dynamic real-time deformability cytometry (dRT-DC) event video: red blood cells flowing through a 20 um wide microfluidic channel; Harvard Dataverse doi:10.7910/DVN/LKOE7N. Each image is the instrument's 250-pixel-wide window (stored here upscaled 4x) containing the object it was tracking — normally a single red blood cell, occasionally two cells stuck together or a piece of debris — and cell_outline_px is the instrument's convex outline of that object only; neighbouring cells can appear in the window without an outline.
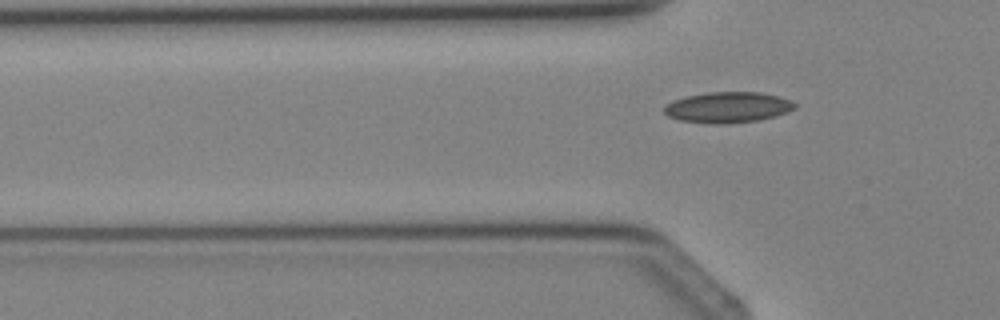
{"species": "Egyptian fruit bat (a non-hibernating species)", "species_latin": "Rousettus aegyptiacus", "temperature_condition": "cold", "stored_images_in_passage": 5, "camera_frame_rate_fps": 3000, "um_per_image_px": 0.085, "animal": {"sex": "female"}, "frame": {"image": 1, "passage_image": 5, "time_ms": 4.667, "image_size_px": [1000, 320], "cell_outline_px": [[796, 108], [788, 112], [776, 116], [760, 120], [716, 124], [712, 124], [680, 120], [668, 116], [664, 112], [664, 108], [672, 100], [684, 96], [708, 92], [760, 92], [776, 96], [788, 100], [796, 104]], "centroid_in_image_um": [61.85, 9.12], "position_along_channel_um": 64.0, "area_um2": 23.35}}